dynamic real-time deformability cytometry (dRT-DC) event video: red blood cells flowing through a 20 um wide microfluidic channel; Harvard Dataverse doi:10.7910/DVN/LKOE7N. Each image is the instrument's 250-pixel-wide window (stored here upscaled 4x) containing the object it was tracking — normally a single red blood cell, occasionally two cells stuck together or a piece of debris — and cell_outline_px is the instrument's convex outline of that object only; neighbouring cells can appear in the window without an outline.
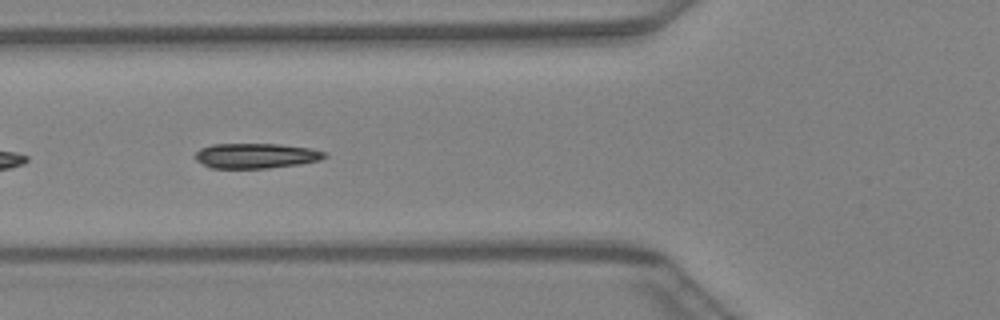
{"species": "Egyptian fruit bat (a non-hibernating species)", "species_latin": "Rousettus aegyptiacus", "temperature_condition": "warm", "stored_images_in_passage": 32, "camera_frame_rate_fps": 3000, "um_per_image_px": 0.085, "animal": {"sex": "female"}, "frame": {"image": 1, "passage_image": 4, "time_ms": 1.0, "image_size_px": [1000, 320], "cell_outline_px": [[328, 156], [320, 160], [300, 164], [268, 168], [208, 168], [196, 160], [192, 156], [200, 148], [212, 144], [280, 144], [312, 148], [328, 152]], "centroid_in_image_um": [21.76, 13.24], "position_along_channel_um": 104.0, "area_um2": 19.25}}
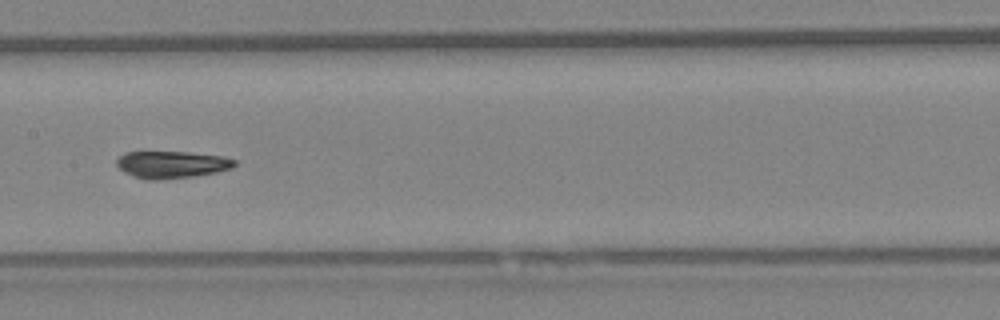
{"frame": {"image": 2, "passage_image": 10, "time_ms": 3.0, "image_size_px": [1000, 320], "cell_outline_px": [[236, 164], [232, 168], [216, 172], [192, 176], [148, 180], [144, 180], [132, 176], [124, 172], [116, 164], [116, 160], [124, 152], [188, 152], [220, 156], [236, 160]], "centroid_in_image_um": [14.56, 13.98], "position_along_channel_um": 192.8, "area_um2": 18.44}}
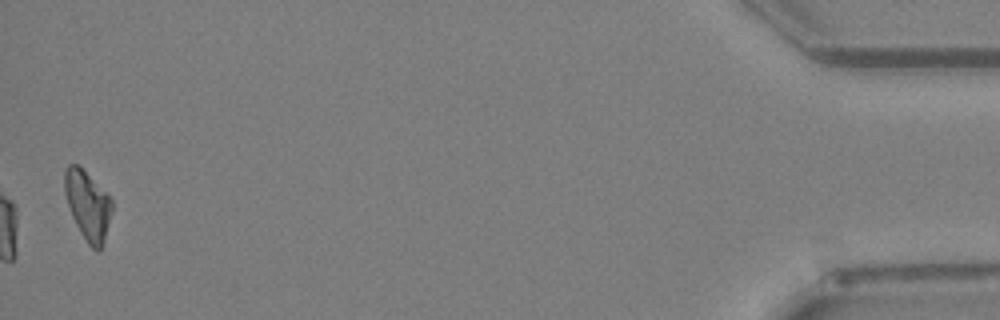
{"frame": {"image": 3, "passage_image": 32, "time_ms": 10.333, "image_size_px": [1000, 320], "cell_outline_px": [[112, 212], [104, 240], [100, 252], [96, 252], [88, 244], [80, 232], [72, 216], [64, 192], [64, 168], [68, 164], [76, 164], [108, 192], [112, 200]], "centroid_in_image_um": [7.46, 17.45], "position_along_channel_um": 427.7, "area_um2": 19.19}}